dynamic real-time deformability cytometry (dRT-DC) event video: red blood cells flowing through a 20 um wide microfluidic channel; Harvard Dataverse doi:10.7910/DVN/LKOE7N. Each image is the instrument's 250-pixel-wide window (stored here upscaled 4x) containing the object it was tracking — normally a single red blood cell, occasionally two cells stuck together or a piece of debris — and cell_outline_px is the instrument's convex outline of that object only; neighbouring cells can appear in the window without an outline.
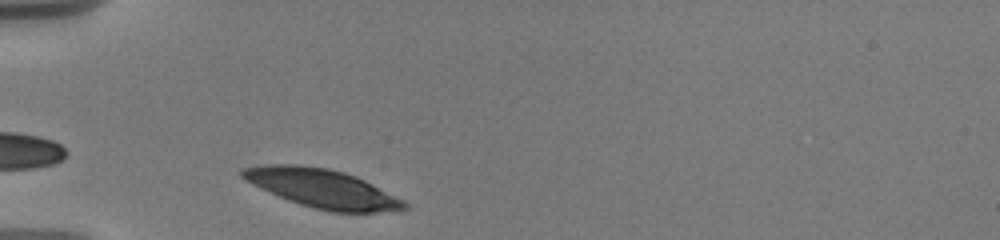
{"species": "human", "species_latin": "Homo sapiens", "temperature_condition": "warm", "stored_images_in_passage": 9, "camera_frame_rate_fps": 3000, "um_per_image_px": 0.085, "donor": {"sex": "male"}, "frame": {"image": 1, "passage_image": 1, "time_ms": 0.0, "image_size_px": [1000, 240], "cell_outline_px": [[408, 208], [376, 212], [332, 212], [300, 204], [288, 200], [260, 188], [244, 180], [240, 176], [240, 168], [260, 164], [300, 164], [328, 168], [344, 172], [356, 176], [404, 200], [408, 204]], "centroid_in_image_um": [27.33, 15.99], "position_along_channel_um": 57.7, "area_um2": 36.47}}
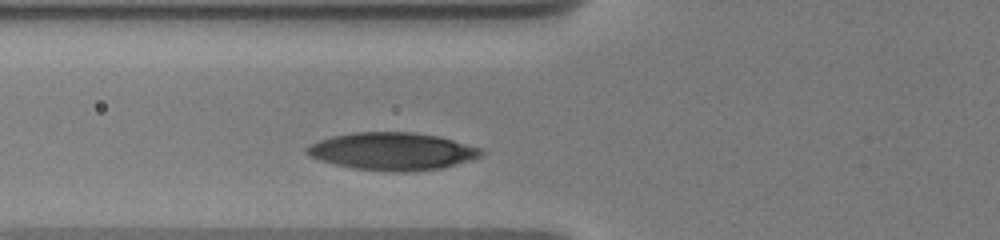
{"frame": {"image": 2, "passage_image": 7, "time_ms": 1.333, "image_size_px": [1000, 240], "cell_outline_px": [[484, 156], [444, 168], [404, 172], [392, 172], [356, 168], [336, 164], [320, 160], [308, 156], [304, 152], [304, 148], [308, 144], [332, 136], [352, 132], [412, 132], [440, 136], [480, 148], [484, 152]], "centroid_in_image_um": [33.35, 12.86], "position_along_channel_um": 92.5, "area_um2": 38.38}}